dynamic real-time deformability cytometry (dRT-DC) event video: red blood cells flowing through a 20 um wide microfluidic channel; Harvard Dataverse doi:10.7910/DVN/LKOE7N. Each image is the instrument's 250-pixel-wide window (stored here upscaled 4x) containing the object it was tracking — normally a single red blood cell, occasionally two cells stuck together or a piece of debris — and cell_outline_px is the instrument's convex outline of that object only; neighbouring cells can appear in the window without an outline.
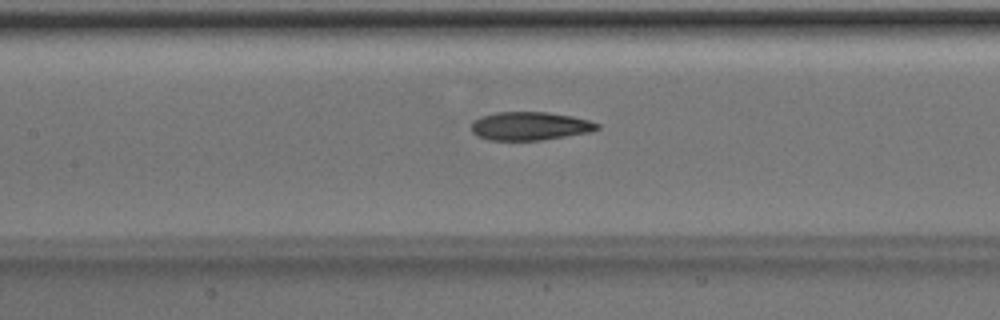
{"species": "Egyptian fruit bat (a non-hibernating species)", "species_latin": "Rousettus aegyptiacus", "temperature_condition": "room temperature", "stored_images_in_passage": 40, "camera_frame_rate_fps": 3000, "um_per_image_px": 0.085, "animal": {"sex": "male"}, "frame": {"image": 1, "passage_image": 13, "time_ms": 4.0, "image_size_px": [1000, 320], "cell_outline_px": [[600, 128], [592, 132], [540, 140], [488, 140], [476, 136], [472, 132], [472, 120], [480, 116], [496, 112], [548, 112], [572, 116], [588, 120], [600, 124]], "centroid_in_image_um": [45.03, 10.71], "position_along_channel_um": 162.4, "area_um2": 20.98}}
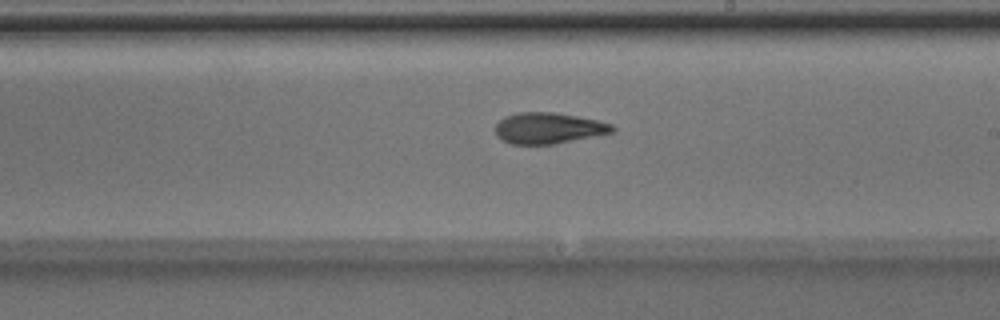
{"frame": {"image": 2, "passage_image": 19, "time_ms": 6.0, "image_size_px": [1000, 320], "cell_outline_px": [[616, 132], [556, 144], [512, 144], [500, 140], [496, 136], [496, 124], [504, 116], [520, 112], [556, 112], [596, 120], [612, 124], [616, 128]], "centroid_in_image_um": [46.63, 10.9], "position_along_channel_um": 242.4, "area_um2": 21.39}}
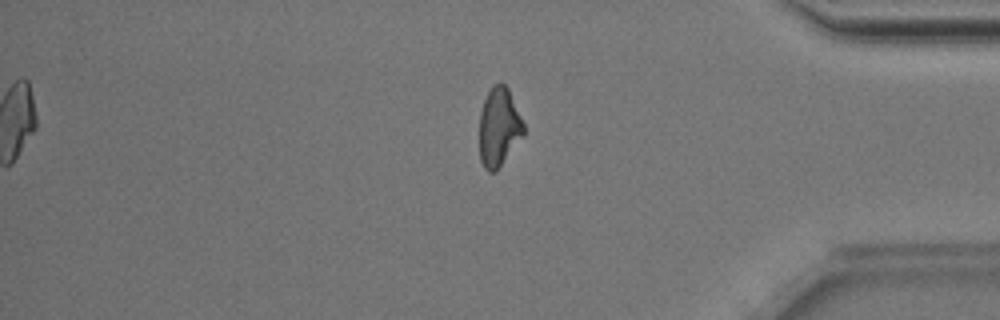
{"frame": {"image": 3, "passage_image": 32, "time_ms": 10.333, "image_size_px": [1000, 320], "cell_outline_px": [[524, 132], [496, 172], [488, 172], [484, 168], [480, 160], [480, 112], [484, 100], [492, 84], [500, 80], [508, 88], [524, 124]], "centroid_in_image_um": [42.38, 10.78], "position_along_channel_um": 392.8, "area_um2": 20.11}, "authors_computed_cell_mechanics": {"area_um2": 20.9814, "velocity_mm_per_s": 4.0226, "shape_relaxation_time_tau1_ms": 3.6718, "shape_relaxation_time_tau2_ms": 2.7075, "deformation_change_tau1": 0.1669, "deformation_change_tau2": 0.1096}}